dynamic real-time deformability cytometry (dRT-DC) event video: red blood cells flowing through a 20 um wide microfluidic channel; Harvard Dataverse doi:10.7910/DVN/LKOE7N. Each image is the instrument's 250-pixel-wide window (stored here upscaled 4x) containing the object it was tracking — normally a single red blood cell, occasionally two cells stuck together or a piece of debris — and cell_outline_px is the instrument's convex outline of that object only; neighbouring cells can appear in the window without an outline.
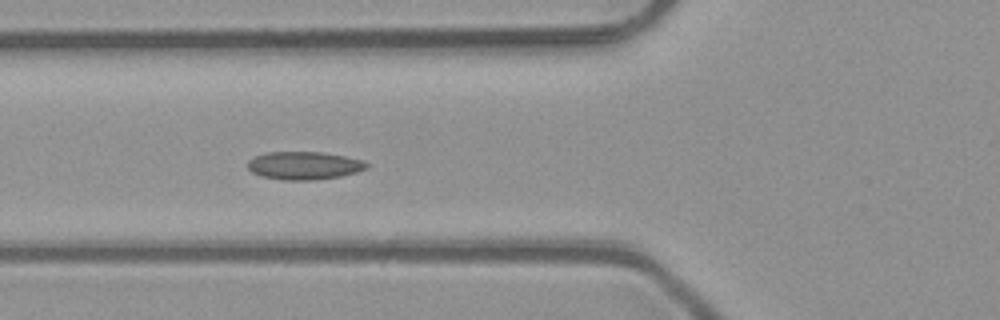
{"species": "common noctule bat (a hibernating species)", "species_latin": "Nyctalus noctula", "temperature_condition": "room temperature", "stored_images_in_passage": 39, "camera_frame_rate_fps": 3000, "um_per_image_px": 0.085, "animal": {"sex": "male", "body_mass_g": 23.1, "forearm_length_mm": 52.7}, "frame": {"image": 1, "passage_image": 12, "time_ms": 3.667, "image_size_px": [1000, 320], "cell_outline_px": [[368, 168], [356, 172], [340, 176], [316, 180], [280, 180], [260, 176], [252, 172], [248, 168], [248, 160], [264, 152], [324, 152], [344, 156], [360, 160], [368, 164]], "centroid_in_image_um": [25.81, 14.07], "position_along_channel_um": 100.0, "area_um2": 19.42}}
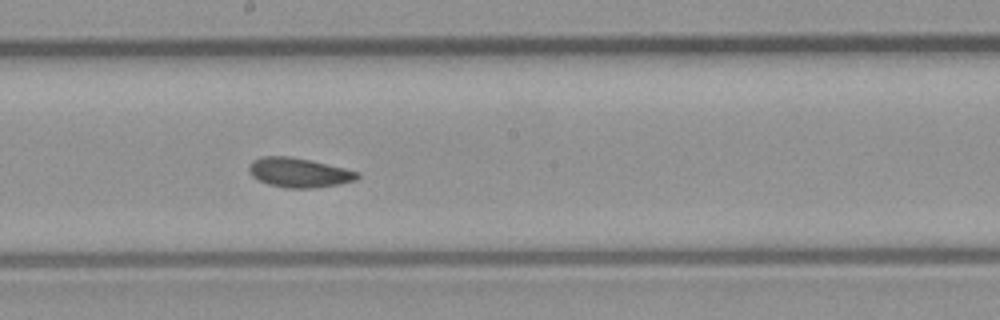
{"frame": {"image": 2, "passage_image": 21, "time_ms": 6.667, "image_size_px": [1000, 320], "cell_outline_px": [[360, 176], [356, 180], [336, 184], [312, 188], [284, 188], [268, 184], [252, 176], [248, 168], [248, 164], [252, 160], [260, 156], [288, 156], [312, 160], [360, 172]], "centroid_in_image_um": [25.39, 14.66], "position_along_channel_um": 222.8, "area_um2": 18.67}}
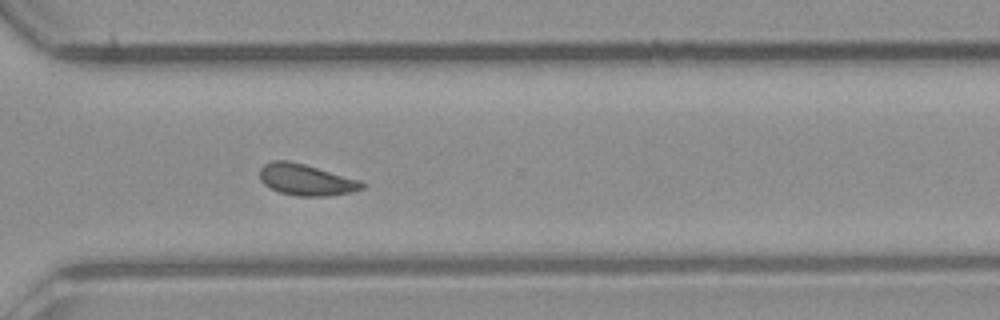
{"frame": {"image": 3, "passage_image": 30, "time_ms": 9.667, "image_size_px": [1000, 320], "cell_outline_px": [[368, 184], [364, 188], [352, 192], [328, 196], [296, 196], [280, 192], [264, 184], [260, 180], [260, 168], [264, 164], [272, 160], [288, 160], [304, 164], [360, 180]], "centroid_in_image_um": [26.04, 15.28], "position_along_channel_um": 344.6, "area_um2": 18.73}, "authors_computed_cell_mechanics": {"area_um2": 18.496, "velocity_mm_per_s": 4.0701, "shape_relaxation_time_tau1_ms": 10.1045, "shape_relaxation_time_tau2_ms": 2.6587, "deformation_change_tau1": 0.1271, "deformation_change_tau2": 0.0693}}